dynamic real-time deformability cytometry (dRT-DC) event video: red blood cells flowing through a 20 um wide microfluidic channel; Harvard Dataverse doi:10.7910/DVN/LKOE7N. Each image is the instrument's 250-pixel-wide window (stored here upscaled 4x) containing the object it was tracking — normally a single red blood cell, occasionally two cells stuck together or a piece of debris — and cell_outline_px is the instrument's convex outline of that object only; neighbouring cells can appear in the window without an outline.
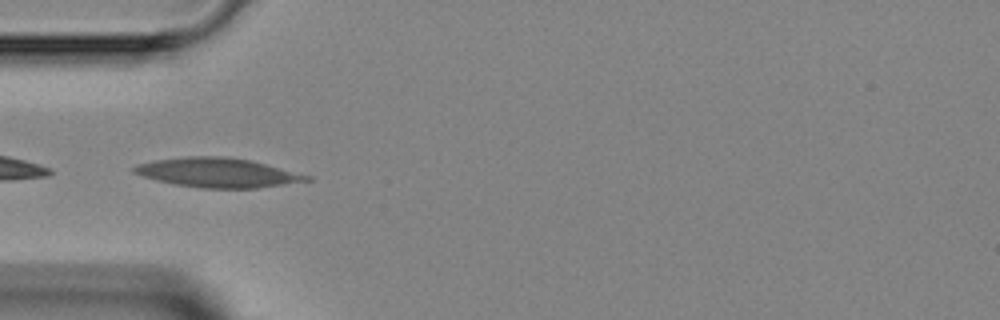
{"species": "Egyptian fruit bat (a non-hibernating species)", "species_latin": "Rousettus aegyptiacus", "temperature_condition": "room temperature", "stored_images_in_passage": 17, "camera_frame_rate_fps": 3000, "um_per_image_px": 0.085, "animal": {"sex": "female"}, "frame": {"image": 1, "passage_image": 15, "time_ms": 4.667, "image_size_px": [1000, 320], "cell_outline_px": [[312, 180], [256, 188], [200, 188], [176, 184], [156, 180], [132, 172], [132, 168], [136, 164], [156, 160], [188, 156], [224, 156], [248, 160], [312, 176]], "centroid_in_image_um": [18.47, 14.67], "position_along_channel_um": 66.5, "area_um2": 29.19}}